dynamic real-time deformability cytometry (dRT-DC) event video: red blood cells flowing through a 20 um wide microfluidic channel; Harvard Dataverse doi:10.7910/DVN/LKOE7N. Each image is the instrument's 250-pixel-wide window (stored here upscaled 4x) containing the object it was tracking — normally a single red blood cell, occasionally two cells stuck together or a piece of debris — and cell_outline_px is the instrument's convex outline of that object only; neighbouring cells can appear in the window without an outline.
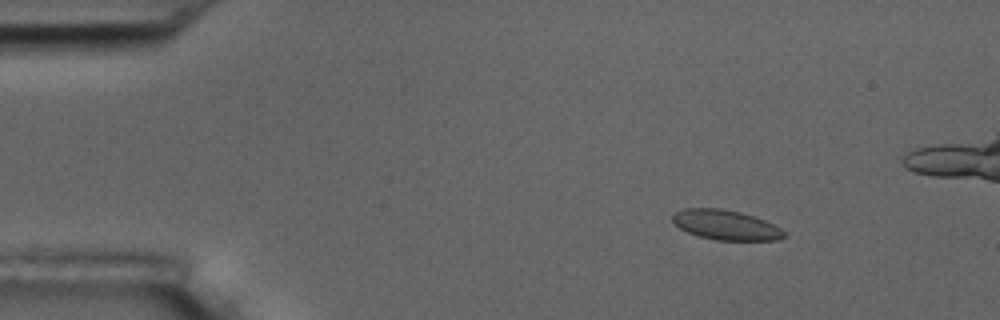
{"species": "common noctule bat (a hibernating species)", "species_latin": "Nyctalus noctula", "temperature_condition": "room temperature", "stored_images_in_passage": 7, "camera_frame_rate_fps": 3000, "um_per_image_px": 0.085, "animal": {"sex": "male", "body_mass_g": 17.5, "forearm_length_mm": 52.3}, "frame": {"image": 1, "passage_image": 3, "time_ms": 2.333, "image_size_px": [1000, 320], "cell_outline_px": [[788, 236], [780, 240], [716, 240], [700, 236], [688, 232], [680, 228], [672, 220], [672, 216], [676, 212], [684, 208], [720, 208], [740, 212], [764, 220], [780, 228]], "centroid_in_image_um": [61.71, 19.12], "position_along_channel_um": 23.3, "area_um2": 19.25}}